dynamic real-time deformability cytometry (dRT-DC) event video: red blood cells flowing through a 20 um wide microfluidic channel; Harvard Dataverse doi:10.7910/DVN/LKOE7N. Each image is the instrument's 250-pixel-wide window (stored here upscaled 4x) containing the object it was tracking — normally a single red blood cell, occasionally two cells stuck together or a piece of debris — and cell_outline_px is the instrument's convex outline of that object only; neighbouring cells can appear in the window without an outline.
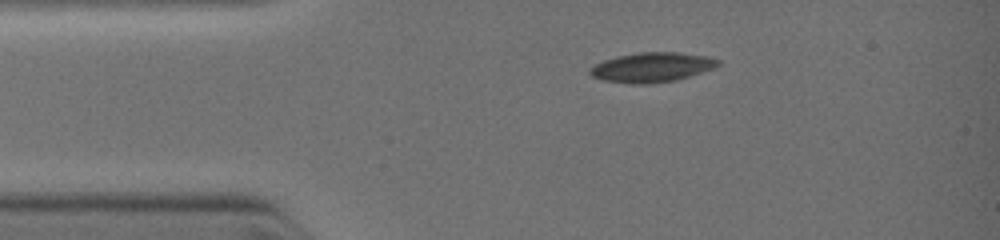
{"species": "common noctule bat (a hibernating species)", "species_latin": "Nyctalus noctula", "temperature_condition": "warm", "stored_images_in_passage": 3, "camera_frame_rate_fps": 3000, "um_per_image_px": 0.085, "animal": {"sex": "female", "body_mass_g": 19.0, "forearm_length_mm": 51.5}, "frame": {"image": 1, "passage_image": 1, "time_ms": 0.0, "image_size_px": [1000, 240], "cell_outline_px": [[720, 64], [712, 68], [676, 80], [652, 84], [632, 84], [604, 80], [592, 76], [588, 72], [588, 68], [604, 60], [616, 56], [640, 52], [676, 52], [708, 56], [720, 60]], "centroid_in_image_um": [55.38, 5.72], "position_along_channel_um": 29.6, "area_um2": 22.08}}